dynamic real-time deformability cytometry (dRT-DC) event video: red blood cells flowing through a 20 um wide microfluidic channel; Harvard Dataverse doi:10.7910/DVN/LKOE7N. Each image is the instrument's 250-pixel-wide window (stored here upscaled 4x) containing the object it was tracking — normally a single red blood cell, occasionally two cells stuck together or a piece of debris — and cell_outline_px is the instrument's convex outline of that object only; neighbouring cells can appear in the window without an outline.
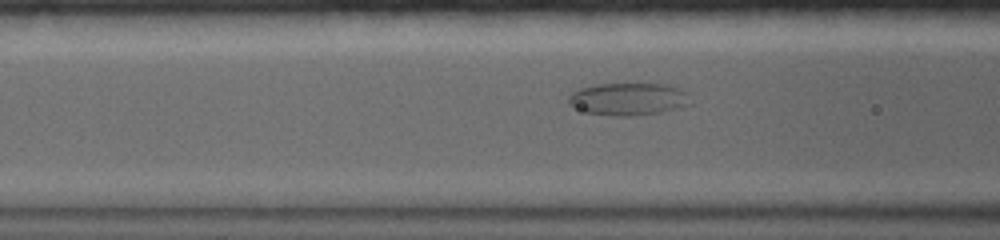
{"species": "common noctule bat (a hibernating species)", "species_latin": "Nyctalus noctula", "temperature_condition": "warm", "stored_images_in_passage": 72, "camera_frame_rate_fps": 5000, "um_per_image_px": 0.085, "animal": {"sex": "female", "body_mass_g": 19.0, "forearm_length_mm": 56.7}, "frame": {"image": 1, "passage_image": 17, "time_ms": 5.2, "image_size_px": [1000, 240], "cell_outline_px": [[692, 104], [660, 112], [636, 116], [616, 116], [588, 112], [568, 104], [568, 96], [572, 92], [580, 88], [596, 84], [668, 84], [680, 88], [688, 92]], "centroid_in_image_um": [53.45, 8.41], "position_along_channel_um": 113.1, "area_um2": 23.12}}
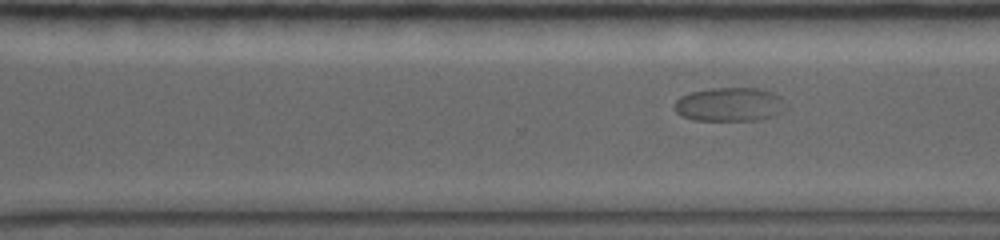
{"frame": {"image": 2, "passage_image": 37, "time_ms": 10.8, "image_size_px": [1000, 240], "cell_outline_px": [[780, 112], [772, 116], [756, 120], [692, 120], [676, 112], [676, 100], [680, 96], [692, 92], [712, 88], [760, 88], [772, 92], [780, 96]], "centroid_in_image_um": [61.95, 8.87], "position_along_channel_um": 308.7, "area_um2": 21.39}}
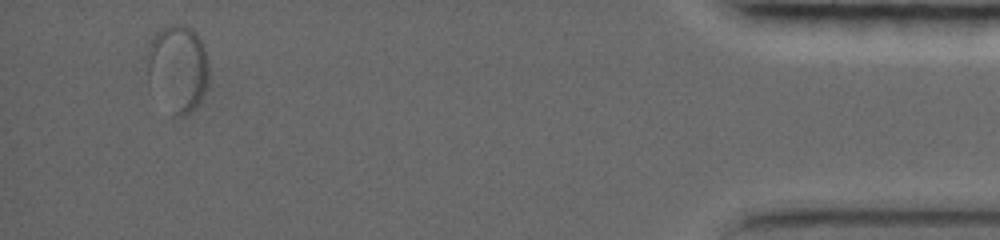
{"frame": {"image": 3, "passage_image": 64, "time_ms": 16.6, "image_size_px": [1000, 240], "cell_outline_px": [[208, 72], [204, 88], [200, 100], [184, 116], [172, 116], [148, 84], [148, 44], [152, 36], [156, 32], [172, 24], [184, 24], [196, 32], [204, 44], [208, 60]], "centroid_in_image_um": [15.08, 5.77], "position_along_channel_um": 420.1, "area_um2": 31.33}, "authors_computed_cell_mechanics": {"area_um2": 28.033, "velocity_mm_per_s": 3.4976, "shape_relaxation_time_tau1_ms": 1.8298, "shape_relaxation_time_tau2_ms": null, "deformation_change_tau1": 0.0558, "deformation_change_tau2": null}}